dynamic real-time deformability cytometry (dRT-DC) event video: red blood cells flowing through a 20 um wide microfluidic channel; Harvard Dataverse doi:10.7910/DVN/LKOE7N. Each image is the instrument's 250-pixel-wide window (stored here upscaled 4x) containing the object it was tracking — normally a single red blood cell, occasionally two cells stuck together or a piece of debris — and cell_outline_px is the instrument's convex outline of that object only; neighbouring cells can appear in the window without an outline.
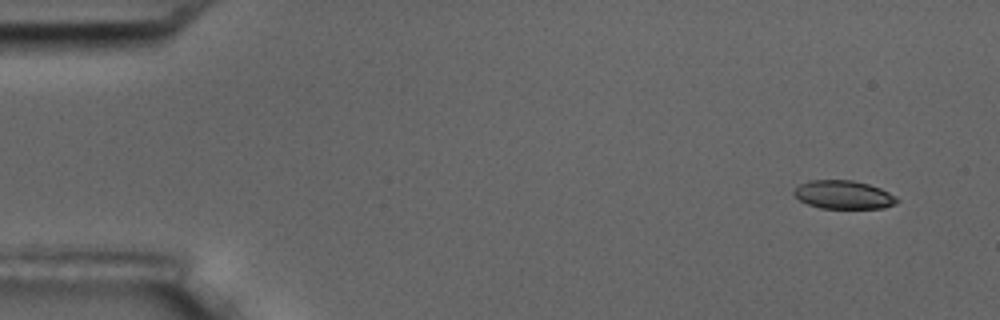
{"species": "common noctule bat (a hibernating species)", "species_latin": "Nyctalus noctula", "temperature_condition": "room temperature", "stored_images_in_passage": 4, "camera_frame_rate_fps": 3000, "um_per_image_px": 0.085, "animal": {"sex": "male", "body_mass_g": 17.5, "forearm_length_mm": 52.3}, "frame": {"image": 1, "passage_image": 1, "time_ms": 0.0, "image_size_px": [1000, 320], "cell_outline_px": [[900, 200], [896, 204], [884, 208], [820, 208], [808, 204], [800, 200], [792, 192], [800, 184], [808, 180], [852, 180], [868, 184], [880, 188], [896, 196]], "centroid_in_image_um": [71.72, 16.55], "position_along_channel_um": 13.3, "area_um2": 17.05}}
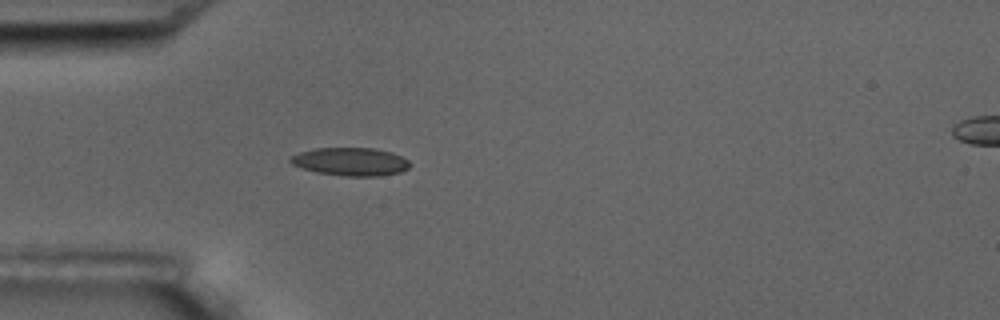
{"frame": {"image": 2, "passage_image": 4, "time_ms": 4.333, "image_size_px": [1000, 320], "cell_outline_px": [[412, 164], [408, 168], [400, 172], [380, 176], [344, 176], [316, 172], [292, 164], [288, 160], [288, 156], [300, 152], [316, 148], [376, 148], [392, 152], [408, 160]], "centroid_in_image_um": [29.8, 13.74], "position_along_channel_um": 55.2, "area_um2": 19.65}}